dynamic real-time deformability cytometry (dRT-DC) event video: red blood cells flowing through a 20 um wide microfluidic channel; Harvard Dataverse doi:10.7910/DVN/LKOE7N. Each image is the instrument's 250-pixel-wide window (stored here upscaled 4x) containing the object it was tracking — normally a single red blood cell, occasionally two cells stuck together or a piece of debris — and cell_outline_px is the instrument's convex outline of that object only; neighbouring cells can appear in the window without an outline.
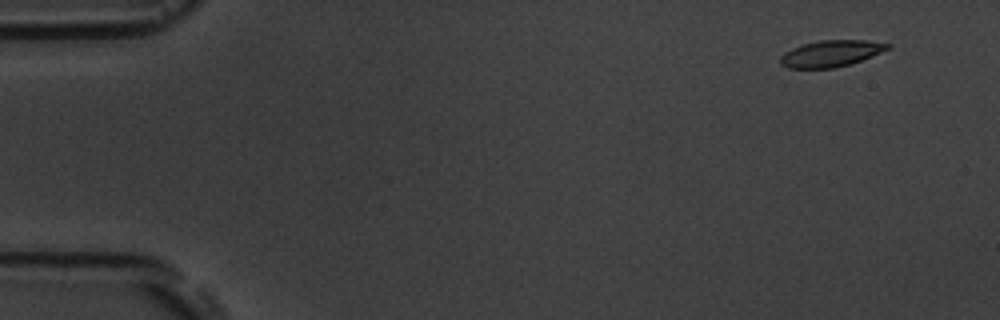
{"species": "common noctule bat (a hibernating species)", "species_latin": "Nyctalus noctula", "temperature_condition": "room temperature", "stored_images_in_passage": 5, "camera_frame_rate_fps": 3000, "um_per_image_px": 0.085, "animal": {"sex": "male", "body_mass_g": 19.5, "forearm_length_mm": 54.6}, "frame": {"image": 1, "passage_image": 2, "time_ms": 1.0, "image_size_px": [1000, 320], "cell_outline_px": [[892, 48], [860, 60], [836, 68], [788, 68], [780, 64], [780, 56], [784, 52], [792, 48], [804, 44], [820, 40], [864, 40], [892, 44]], "centroid_in_image_um": [70.62, 4.54], "position_along_channel_um": 14.4, "area_um2": 16.47}}
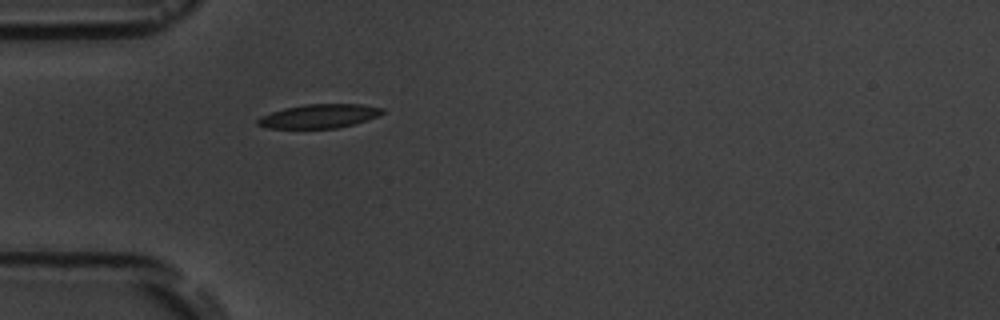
{"frame": {"image": 2, "passage_image": 5, "time_ms": 5.333, "image_size_px": [1000, 320], "cell_outline_px": [[384, 112], [376, 116], [352, 124], [336, 128], [268, 128], [256, 124], [256, 120], [260, 116], [284, 108], [304, 104], [364, 104], [384, 108]], "centroid_in_image_um": [27.09, 9.86], "position_along_channel_um": 57.9, "area_um2": 17.22}}